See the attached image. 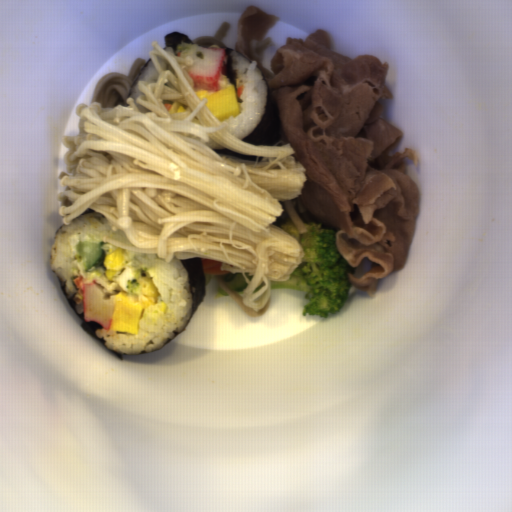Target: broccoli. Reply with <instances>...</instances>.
<instances>
[{
    "mask_svg": "<svg viewBox=\"0 0 512 512\" xmlns=\"http://www.w3.org/2000/svg\"><path fill=\"white\" fill-rule=\"evenodd\" d=\"M307 233H299L292 219L281 223L286 233L299 241L305 251L301 264L286 281H272L271 289L306 291L302 315L329 317L339 313L347 300L352 284L347 273H355L336 246L335 228L322 227L317 222H303Z\"/></svg>",
    "mask_w": 512,
    "mask_h": 512,
    "instance_id": "obj_1",
    "label": "broccoli"
},
{
    "mask_svg": "<svg viewBox=\"0 0 512 512\" xmlns=\"http://www.w3.org/2000/svg\"><path fill=\"white\" fill-rule=\"evenodd\" d=\"M223 280H224V283L227 288H229L230 290L235 291L241 295L244 294V289L248 285L242 272H238V273L230 272L228 274H224Z\"/></svg>",
    "mask_w": 512,
    "mask_h": 512,
    "instance_id": "obj_2",
    "label": "broccoli"
}]
</instances>
